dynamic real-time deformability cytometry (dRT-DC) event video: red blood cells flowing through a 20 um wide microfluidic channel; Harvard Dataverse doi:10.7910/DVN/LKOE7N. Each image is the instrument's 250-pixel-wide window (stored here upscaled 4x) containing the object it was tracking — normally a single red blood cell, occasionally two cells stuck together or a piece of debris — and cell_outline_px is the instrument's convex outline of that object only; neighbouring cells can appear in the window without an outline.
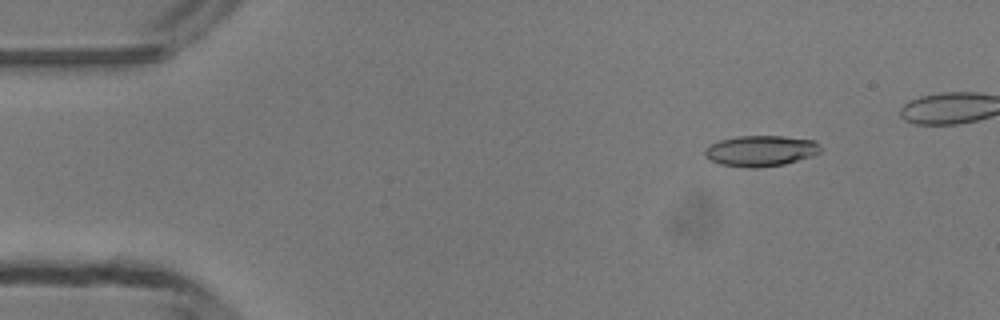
{"species": "common noctule bat (a hibernating species)", "species_latin": "Nyctalus noctula", "temperature_condition": "room temperature", "stored_images_in_passage": 6, "camera_frame_rate_fps": 3000, "um_per_image_px": 0.085, "animal": {"sex": "male", "body_mass_g": 13.3}, "frame": {"image": 1, "passage_image": 2, "time_ms": 1.0, "image_size_px": [1000, 320], "cell_outline_px": [[824, 148], [820, 152], [812, 156], [784, 164], [756, 168], [748, 168], [720, 164], [712, 160], [704, 152], [712, 144], [720, 140], [740, 136], [784, 136], [812, 140], [820, 144]], "centroid_in_image_um": [64.74, 12.82], "position_along_channel_um": 20.3, "area_um2": 20.58}}
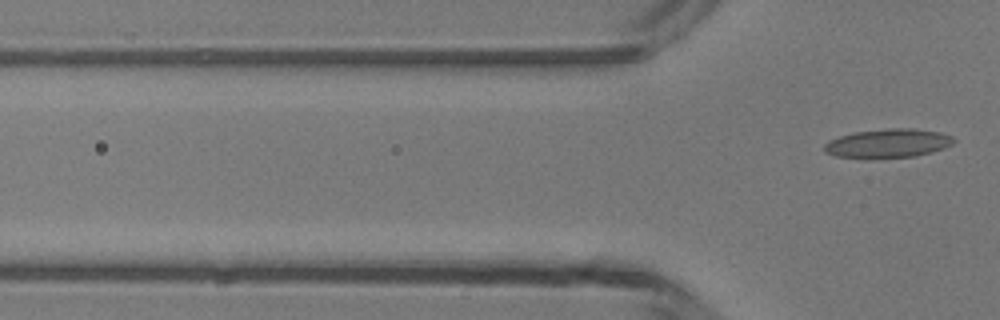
{"frame": {"image": 2, "passage_image": 6, "time_ms": 5.667, "image_size_px": [1000, 320], "cell_outline_px": [[956, 140], [952, 144], [944, 148], [932, 152], [916, 156], [836, 156], [824, 152], [824, 144], [828, 140], [840, 136], [856, 132], [888, 128], [912, 128], [940, 132], [952, 136]], "centroid_in_image_um": [75.52, 12.14], "position_along_channel_um": 50.3, "area_um2": 21.15}}